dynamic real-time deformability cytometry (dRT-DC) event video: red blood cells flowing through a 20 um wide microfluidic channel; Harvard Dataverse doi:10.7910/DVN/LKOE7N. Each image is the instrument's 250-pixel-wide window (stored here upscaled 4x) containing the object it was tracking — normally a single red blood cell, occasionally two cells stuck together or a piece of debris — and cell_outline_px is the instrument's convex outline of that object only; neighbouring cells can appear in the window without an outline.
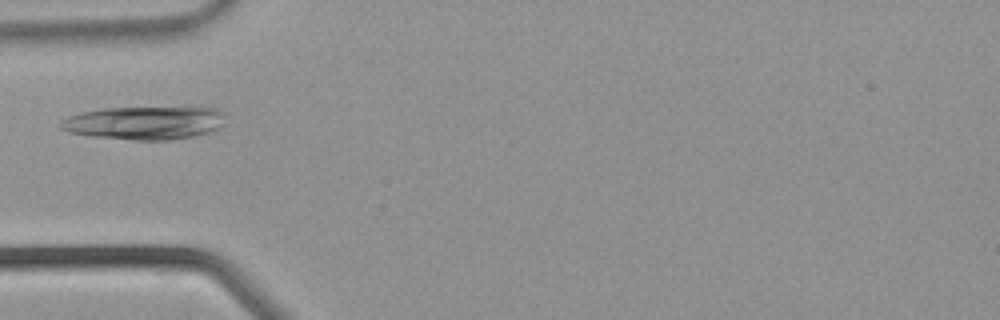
{"species": "common noctule bat (a hibernating species)", "species_latin": "Nyctalus noctula", "temperature_condition": "warm", "stored_images_in_passage": 32, "camera_frame_rate_fps": 3000, "um_per_image_px": 0.085, "animal": {"sex": "male", "body_mass_g": 21.5, "forearm_length_mm": 52.0}, "frame": {"image": 1, "passage_image": 8, "time_ms": 2.333, "image_size_px": [1000, 320], "cell_outline_px": [[224, 124], [208, 132], [192, 136], [168, 140], [132, 140], [92, 136], [68, 132], [60, 128], [60, 120], [68, 116], [80, 112], [104, 108], [216, 108], [224, 112]], "centroid_in_image_um": [12.24, 10.44], "position_along_channel_um": 72.8, "area_um2": 31.73}}
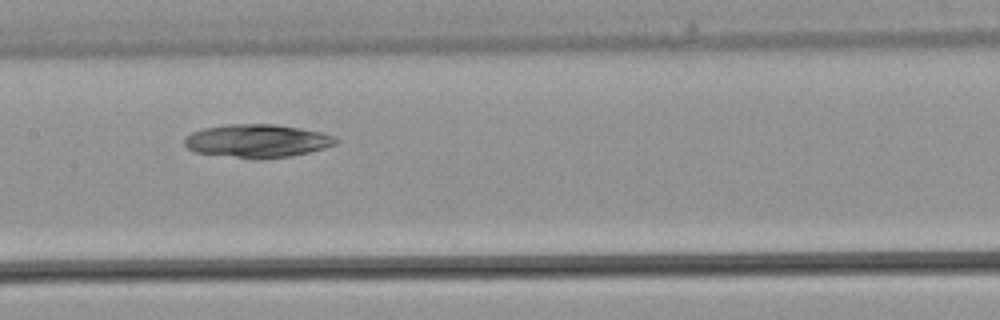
{"frame": {"image": 2, "passage_image": 14, "time_ms": 4.333, "image_size_px": [1000, 320], "cell_outline_px": [[340, 140], [336, 144], [324, 148], [308, 152], [288, 156], [236, 156], [196, 152], [188, 148], [184, 144], [184, 136], [192, 132], [204, 128], [224, 124], [272, 124], [300, 128], [324, 132], [336, 136]], "centroid_in_image_um": [21.89, 11.92], "position_along_channel_um": 185.5, "area_um2": 28.5}}
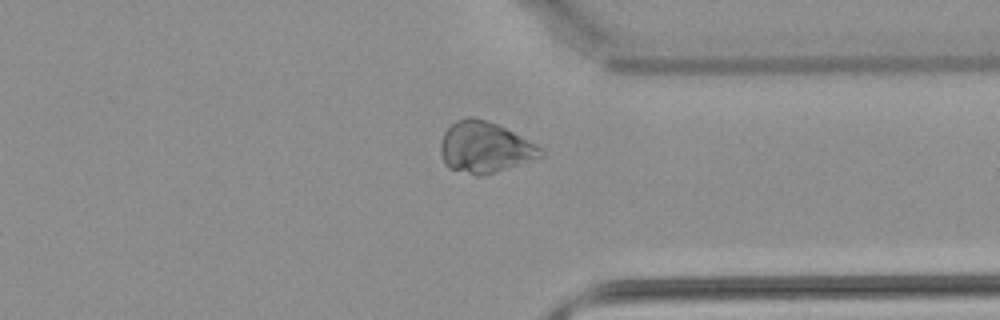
{"frame": {"image": 3, "passage_image": 24, "time_ms": 7.667, "image_size_px": [1000, 320], "cell_outline_px": [[544, 156], [480, 176], [476, 176], [448, 168], [444, 164], [440, 152], [440, 144], [444, 132], [456, 120], [468, 116], [472, 116], [488, 120], [512, 132], [540, 148], [544, 152]], "centroid_in_image_um": [41.13, 12.52], "position_along_channel_um": 370.3, "area_um2": 29.36}}